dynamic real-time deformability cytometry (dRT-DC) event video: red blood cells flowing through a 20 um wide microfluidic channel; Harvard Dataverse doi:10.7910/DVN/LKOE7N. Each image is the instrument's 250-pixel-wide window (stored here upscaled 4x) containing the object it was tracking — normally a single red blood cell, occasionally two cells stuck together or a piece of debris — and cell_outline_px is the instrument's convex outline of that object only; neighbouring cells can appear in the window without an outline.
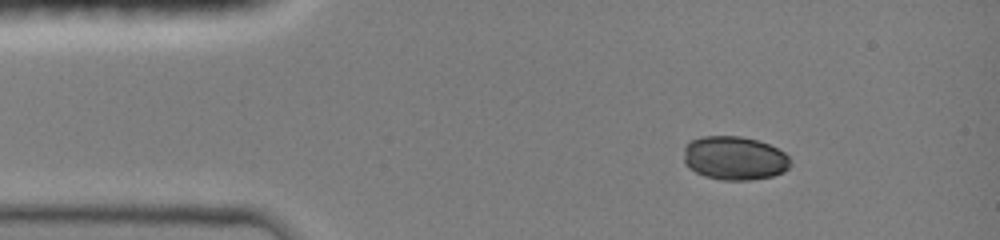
{"species": "common noctule bat (a hibernating species)", "species_latin": "Nyctalus noctula", "temperature_condition": "room temperature", "stored_images_in_passage": 47, "camera_frame_rate_fps": 3000, "um_per_image_px": 0.085, "animal": {"sex": "female", "body_mass_g": 19.0, "forearm_length_mm": 51.5}, "frame": {"image": 1, "passage_image": 1, "time_ms": 0.0, "image_size_px": [1000, 240], "cell_outline_px": [[792, 164], [784, 172], [772, 176], [748, 180], [724, 180], [704, 176], [696, 172], [684, 160], [684, 148], [692, 140], [704, 136], [740, 136], [756, 140], [768, 144], [784, 152], [788, 156]], "centroid_in_image_um": [62.46, 13.44], "position_along_channel_um": 22.5, "area_um2": 26.93}}
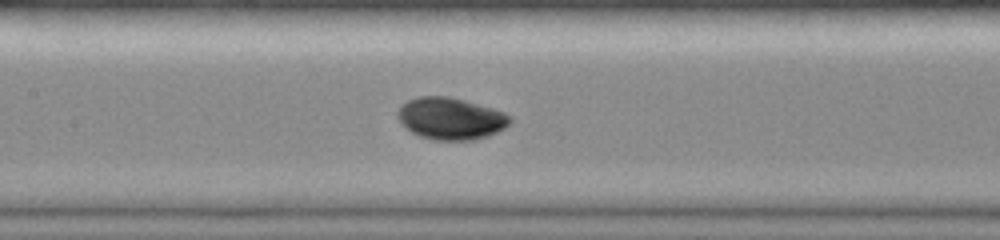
{"frame": {"image": 2, "passage_image": 24, "time_ms": 5.0, "image_size_px": [1000, 240], "cell_outline_px": [[512, 120], [504, 128], [488, 136], [476, 140], [436, 140], [420, 136], [412, 132], [400, 124], [396, 116], [396, 112], [408, 100], [420, 96], [448, 96], [464, 100], [492, 108], [504, 112]], "centroid_in_image_um": [38.28, 10.08], "position_along_channel_um": 169.1, "area_um2": 27.4}}
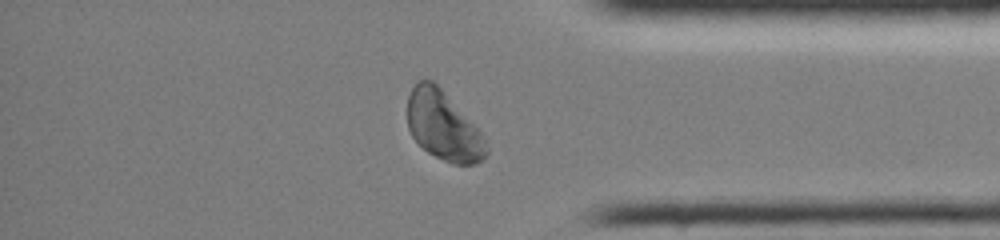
{"frame": {"image": 3, "passage_image": 41, "time_ms": 10.667, "image_size_px": [1000, 240], "cell_outline_px": [[488, 152], [484, 160], [476, 164], [452, 164], [428, 152], [412, 136], [408, 128], [408, 96], [412, 88], [420, 80], [432, 80], [440, 88], [480, 132], [488, 148]], "centroid_in_image_um": [37.68, 10.73], "position_along_channel_um": 397.5, "area_um2": 30.98}, "authors_computed_cell_mechanics": {"area_um2": 27.9752, "velocity_mm_per_s": 4.1296, "shape_relaxation_time_tau1_ms": 1.434, "shape_relaxation_time_tau2_ms": null, "deformation_change_tau1": 0.0805, "deformation_change_tau2": null}}